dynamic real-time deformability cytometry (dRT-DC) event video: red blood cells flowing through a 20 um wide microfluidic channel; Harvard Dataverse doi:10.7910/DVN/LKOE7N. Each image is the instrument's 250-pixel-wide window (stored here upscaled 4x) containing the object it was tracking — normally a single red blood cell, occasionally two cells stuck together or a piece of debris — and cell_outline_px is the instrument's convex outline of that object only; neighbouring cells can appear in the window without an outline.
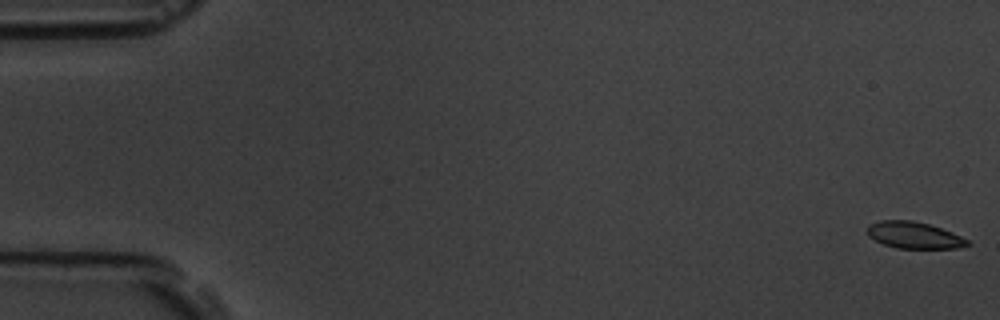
{"species": "common noctule bat (a hibernating species)", "species_latin": "Nyctalus noctula", "temperature_condition": "room temperature", "stored_images_in_passage": 5, "camera_frame_rate_fps": 3000, "um_per_image_px": 0.085, "animal": {"sex": "male", "body_mass_g": 19.5, "forearm_length_mm": 54.6}, "frame": {"image": 1, "passage_image": 1, "time_ms": 0.0, "image_size_px": [1000, 320], "cell_outline_px": [[972, 244], [956, 248], [896, 248], [884, 244], [868, 236], [868, 224], [880, 220], [912, 220], [928, 224], [952, 232], [968, 240]], "centroid_in_image_um": [77.69, 19.98], "position_along_channel_um": 7.3, "area_um2": 15.43}}
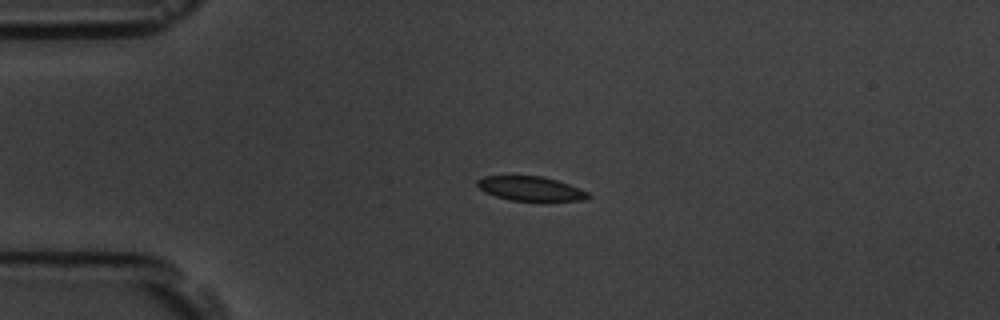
{"frame": {"image": 2, "passage_image": 4, "time_ms": 4.333, "image_size_px": [1000, 320], "cell_outline_px": [[592, 196], [584, 200], [512, 200], [496, 196], [484, 192], [476, 184], [476, 180], [484, 176], [544, 176], [580, 188], [588, 192]], "centroid_in_image_um": [45.09, 16.02], "position_along_channel_um": 39.9, "area_um2": 15.55}}